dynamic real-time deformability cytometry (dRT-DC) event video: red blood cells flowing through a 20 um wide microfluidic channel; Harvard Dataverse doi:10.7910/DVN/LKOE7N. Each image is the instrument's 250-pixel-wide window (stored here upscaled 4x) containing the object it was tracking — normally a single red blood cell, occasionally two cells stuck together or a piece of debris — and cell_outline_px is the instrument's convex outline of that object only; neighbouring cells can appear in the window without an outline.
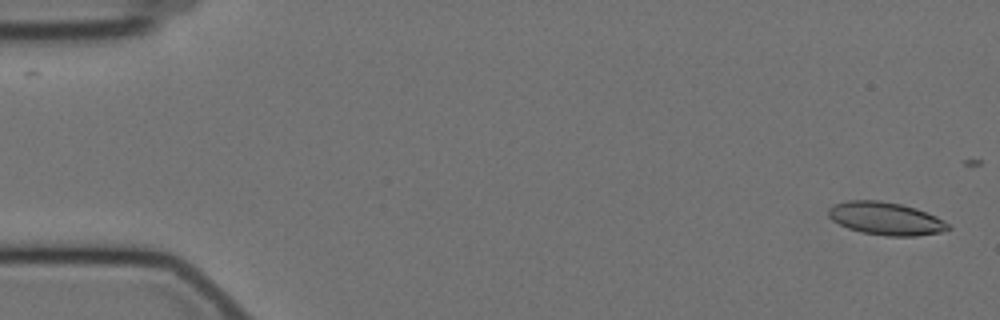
{"species": "Egyptian fruit bat (a non-hibernating species)", "species_latin": "Rousettus aegyptiacus", "temperature_condition": "cold", "stored_images_in_passage": 18, "camera_frame_rate_fps": 3000, "um_per_image_px": 0.085, "animal": {"sex": "female"}, "frame": {"image": 1, "passage_image": 2, "time_ms": 0.333, "image_size_px": [1000, 320], "cell_outline_px": [[952, 228], [940, 232], [916, 236], [884, 236], [860, 232], [848, 228], [832, 220], [828, 216], [828, 208], [836, 204], [848, 200], [880, 200], [900, 204], [916, 208], [936, 216], [944, 220]], "centroid_in_image_um": [75.29, 18.58], "position_along_channel_um": 9.7, "area_um2": 22.95}}
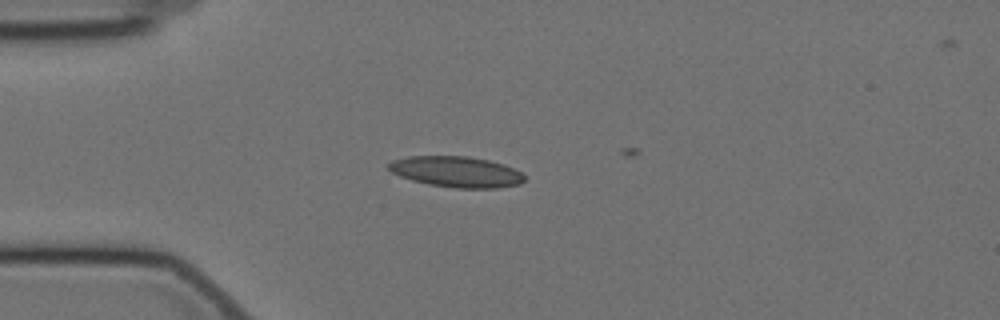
{"frame": {"image": 2, "passage_image": 15, "time_ms": 4.667, "image_size_px": [1000, 320], "cell_outline_px": [[524, 180], [520, 184], [496, 188], [456, 188], [428, 184], [412, 180], [400, 176], [392, 172], [384, 164], [392, 160], [408, 156], [468, 156], [488, 160], [504, 164], [520, 172], [524, 176]], "centroid_in_image_um": [38.75, 14.59], "position_along_channel_um": 46.2, "area_um2": 24.45}}